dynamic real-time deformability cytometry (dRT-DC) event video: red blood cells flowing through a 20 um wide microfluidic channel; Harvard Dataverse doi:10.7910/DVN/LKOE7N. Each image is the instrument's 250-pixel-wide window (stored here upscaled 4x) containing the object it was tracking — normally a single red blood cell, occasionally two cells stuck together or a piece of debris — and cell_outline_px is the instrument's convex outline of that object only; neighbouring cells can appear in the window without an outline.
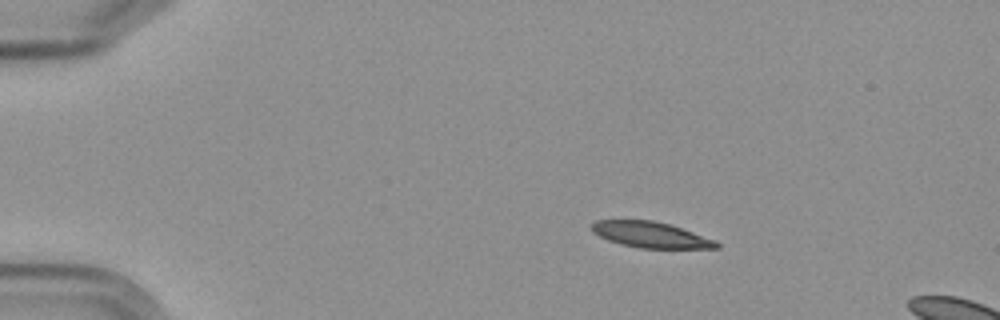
{"species": "Egyptian fruit bat (a non-hibernating species)", "species_latin": "Rousettus aegyptiacus", "temperature_condition": "cold", "stored_images_in_passage": 3, "camera_frame_rate_fps": 3000, "um_per_image_px": 0.085, "frame": {"image": 1, "passage_image": 1, "time_ms": 0.0, "image_size_px": [1000, 320], "cell_outline_px": [[720, 248], [640, 248], [620, 244], [608, 240], [592, 232], [592, 224], [596, 220], [652, 220], [672, 224], [716, 240], [720, 244]], "centroid_in_image_um": [55.34, 19.95], "position_along_channel_um": 29.7, "area_um2": 18.9}}